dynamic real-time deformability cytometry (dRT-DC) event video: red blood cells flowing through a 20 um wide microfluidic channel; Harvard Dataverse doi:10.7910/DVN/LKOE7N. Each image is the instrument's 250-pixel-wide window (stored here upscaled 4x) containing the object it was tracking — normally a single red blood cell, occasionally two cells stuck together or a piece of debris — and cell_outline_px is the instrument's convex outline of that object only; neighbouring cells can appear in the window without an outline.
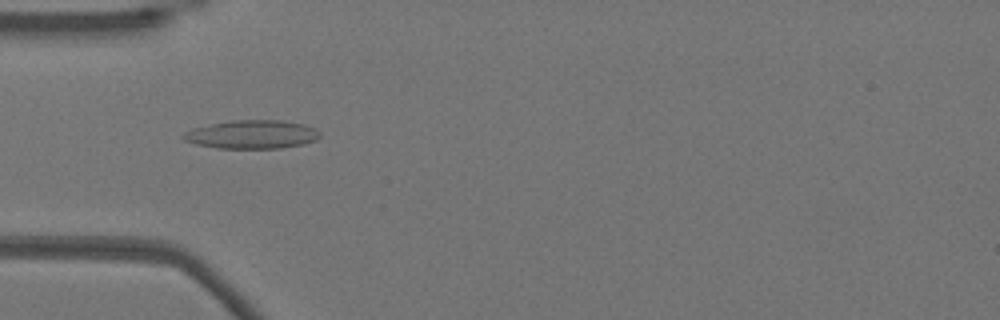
{"species": "Egyptian fruit bat (a non-hibernating species)", "species_latin": "Rousettus aegyptiacus", "temperature_condition": "warm", "stored_images_in_passage": 43, "camera_frame_rate_fps": 3000, "um_per_image_px": 0.085, "animal": {"sex": "female"}, "frame": {"image": 1, "passage_image": 7, "time_ms": 2.0, "image_size_px": [1000, 320], "cell_outline_px": [[320, 136], [316, 140], [304, 144], [280, 148], [216, 148], [196, 144], [184, 140], [180, 136], [184, 132], [196, 128], [212, 124], [232, 120], [280, 120], [304, 124], [316, 128], [320, 132]], "centroid_in_image_um": [21.45, 11.43], "position_along_channel_um": 63.6, "area_um2": 22.66}}
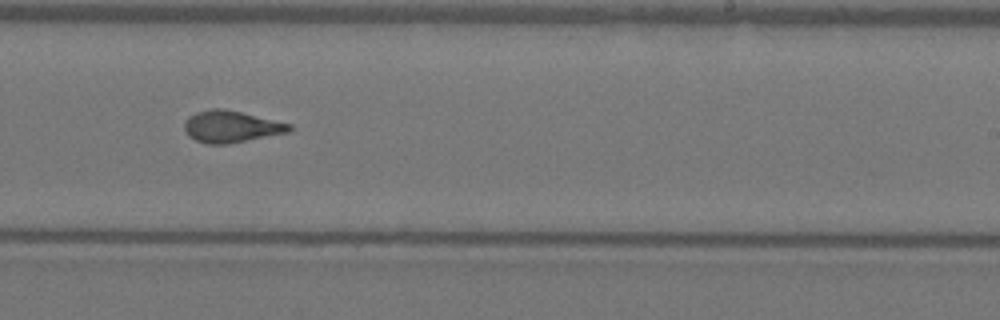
{"frame": {"image": 2, "passage_image": 23, "time_ms": 7.333, "image_size_px": [1000, 320], "cell_outline_px": [[292, 132], [228, 144], [204, 144], [188, 136], [184, 128], [184, 124], [188, 116], [196, 112], [212, 108], [220, 108], [240, 112], [292, 124]], "centroid_in_image_um": [19.65, 10.77], "position_along_channel_um": 269.3, "area_um2": 19.54}}
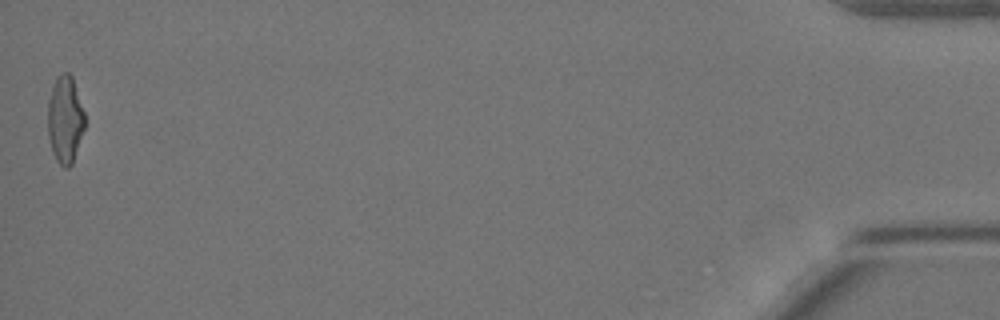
{"frame": {"image": 3, "passage_image": 43, "time_ms": 14.0, "image_size_px": [1000, 320], "cell_outline_px": [[84, 128], [72, 164], [68, 168], [64, 168], [56, 160], [52, 152], [48, 136], [48, 100], [52, 88], [56, 80], [64, 72], [68, 72], [72, 76], [84, 112]], "centroid_in_image_um": [5.52, 10.19], "position_along_channel_um": 429.7, "area_um2": 18.55}, "authors_computed_cell_mechanics": {"area_um2": 19.2474, "velocity_mm_per_s": 3.8511, "shape_relaxation_time_tau1_ms": 5.7476, "shape_relaxation_time_tau2_ms": 1.5675, "deformation_change_tau1": 0.2097, "deformation_change_tau2": 0.1004}}